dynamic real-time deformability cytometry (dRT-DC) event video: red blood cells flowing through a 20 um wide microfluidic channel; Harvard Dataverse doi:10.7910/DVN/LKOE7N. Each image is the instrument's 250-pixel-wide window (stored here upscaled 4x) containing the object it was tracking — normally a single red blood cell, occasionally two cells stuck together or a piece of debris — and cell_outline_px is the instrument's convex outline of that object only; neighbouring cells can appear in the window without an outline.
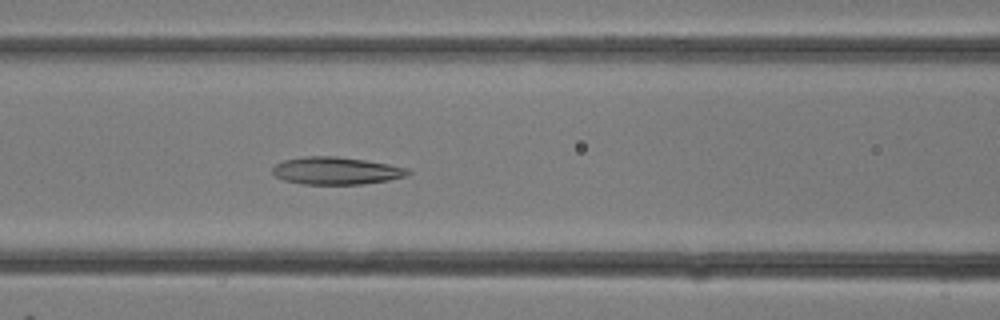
{"species": "common noctule bat (a hibernating species)", "species_latin": "Nyctalus noctula", "temperature_condition": "room temperature", "stored_images_in_passage": 22, "camera_frame_rate_fps": 3000, "um_per_image_px": 0.085, "animal": {"sex": "female"}, "frame": {"image": 1, "passage_image": 6, "time_ms": 1.667, "image_size_px": [1000, 320], "cell_outline_px": [[412, 172], [408, 176], [388, 180], [360, 184], [304, 184], [284, 180], [276, 176], [272, 172], [272, 168], [276, 164], [284, 160], [304, 156], [336, 156], [364, 160], [388, 164], [408, 168]], "centroid_in_image_um": [28.59, 14.51], "position_along_channel_um": 138.0, "area_um2": 21.62}}
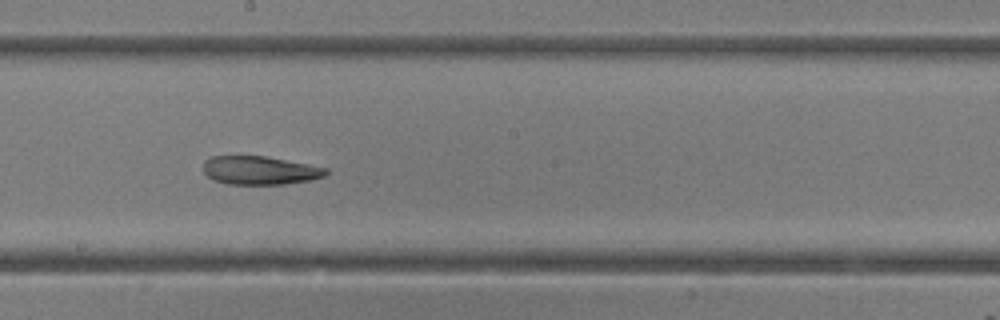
{"frame": {"image": 2, "passage_image": 10, "time_ms": 3.0, "image_size_px": [1000, 320], "cell_outline_px": [[328, 172], [324, 176], [308, 180], [284, 184], [228, 184], [212, 180], [204, 172], [204, 160], [212, 156], [264, 156], [308, 164], [328, 168]], "centroid_in_image_um": [22.06, 14.48], "position_along_channel_um": 226.1, "area_um2": 20.23}}
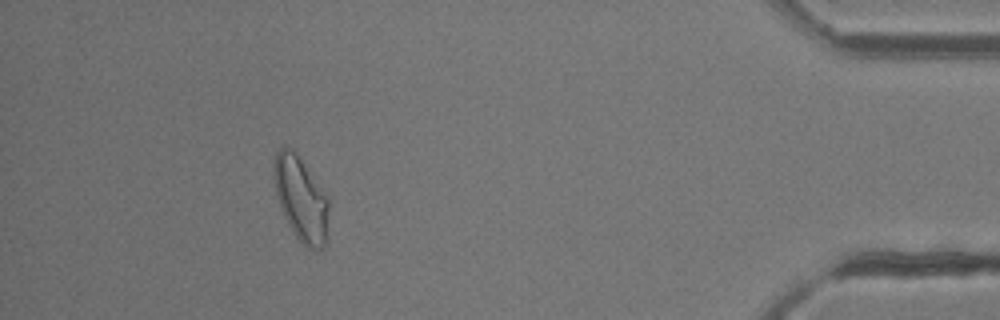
{"frame": {"image": 3, "passage_image": 21, "time_ms": 6.667, "image_size_px": [1000, 320], "cell_outline_px": [[328, 240], [324, 248], [312, 252], [296, 236], [288, 224], [284, 216], [276, 192], [272, 168], [272, 164], [276, 152], [284, 144], [292, 148], [328, 196]], "centroid_in_image_um": [25.59, 16.92], "position_along_channel_um": 409.6, "area_um2": 27.28}}